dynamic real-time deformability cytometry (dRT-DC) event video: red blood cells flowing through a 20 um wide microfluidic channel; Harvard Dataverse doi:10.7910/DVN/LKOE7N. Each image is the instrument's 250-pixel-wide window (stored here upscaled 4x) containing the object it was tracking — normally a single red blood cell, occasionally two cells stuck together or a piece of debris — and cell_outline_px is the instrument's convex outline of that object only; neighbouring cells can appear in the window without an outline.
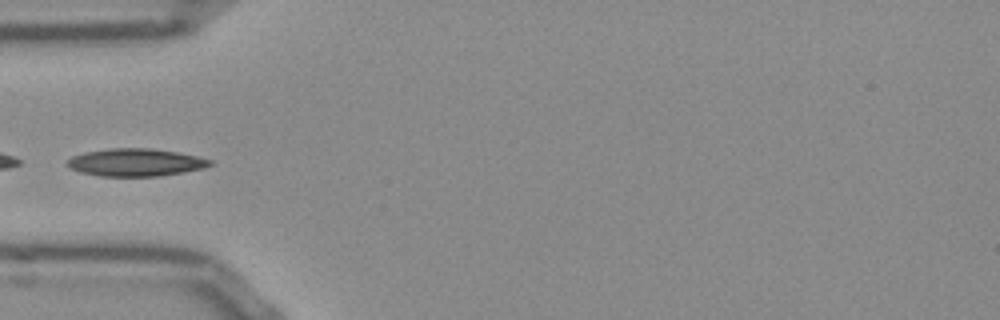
{"species": "Egyptian fruit bat (a non-hibernating species)", "species_latin": "Rousettus aegyptiacus", "temperature_condition": "room temperature", "stored_images_in_passage": 37, "camera_frame_rate_fps": 3000, "um_per_image_px": 0.085, "frame": {"image": 1, "passage_image": 1, "time_ms": 0.0, "image_size_px": [1000, 320], "cell_outline_px": [[216, 164], [204, 168], [184, 172], [160, 176], [100, 176], [80, 172], [72, 168], [68, 164], [68, 160], [72, 156], [84, 152], [112, 148], [152, 148], [176, 152], [196, 156], [212, 160]], "centroid_in_image_um": [11.58, 13.8], "position_along_channel_um": 73.4, "area_um2": 22.95}}
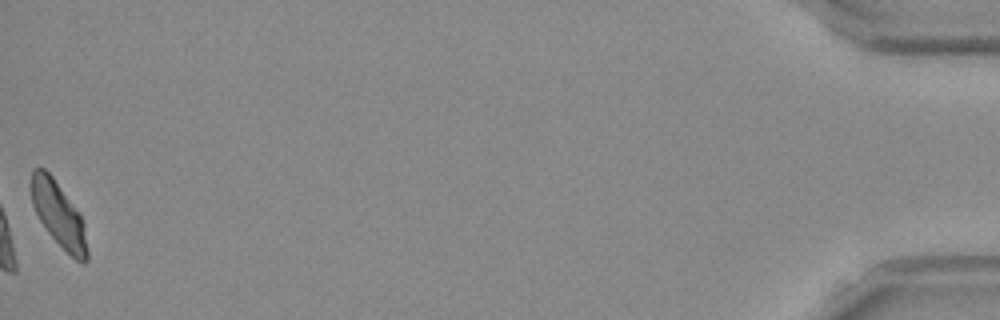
{"frame": {"image": 2, "passage_image": 37, "time_ms": 12.0, "image_size_px": [1000, 320], "cell_outline_px": [[88, 260], [84, 264], [76, 260], [48, 232], [40, 220], [32, 204], [32, 172], [36, 168], [44, 168], [52, 176], [80, 212], [84, 224], [88, 252]], "centroid_in_image_um": [5.02, 18.25], "position_along_channel_um": 430.2, "area_um2": 20.81}}